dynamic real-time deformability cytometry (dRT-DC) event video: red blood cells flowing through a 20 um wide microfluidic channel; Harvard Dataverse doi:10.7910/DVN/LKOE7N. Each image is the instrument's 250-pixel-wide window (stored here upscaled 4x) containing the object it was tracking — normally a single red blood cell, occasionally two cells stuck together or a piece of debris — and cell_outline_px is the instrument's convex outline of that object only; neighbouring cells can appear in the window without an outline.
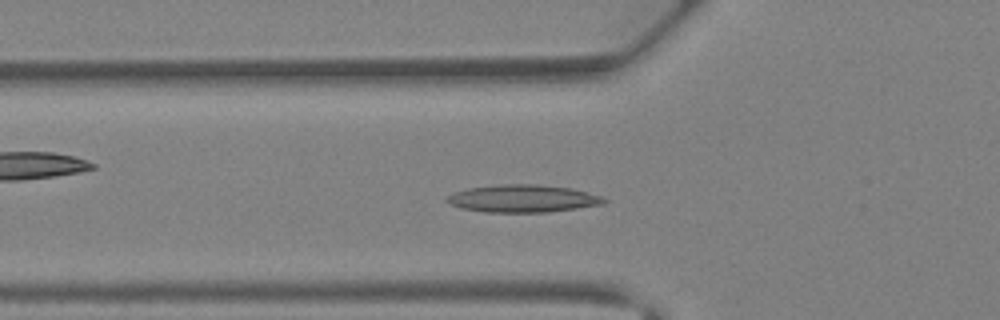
{"species": "Egyptian fruit bat (a non-hibernating species)", "species_latin": "Rousettus aegyptiacus", "temperature_condition": "warm", "stored_images_in_passage": 38, "camera_frame_rate_fps": 3000, "um_per_image_px": 0.085, "animal": {"sex": "female"}, "frame": {"image": 1, "passage_image": 12, "time_ms": 3.667, "image_size_px": [1000, 320], "cell_outline_px": [[608, 200], [604, 204], [548, 212], [488, 212], [464, 208], [452, 204], [448, 200], [448, 196], [456, 192], [468, 188], [504, 184], [532, 184], [568, 188], [600, 196]], "centroid_in_image_um": [44.47, 16.88], "position_along_channel_um": 81.3, "area_um2": 24.51}}
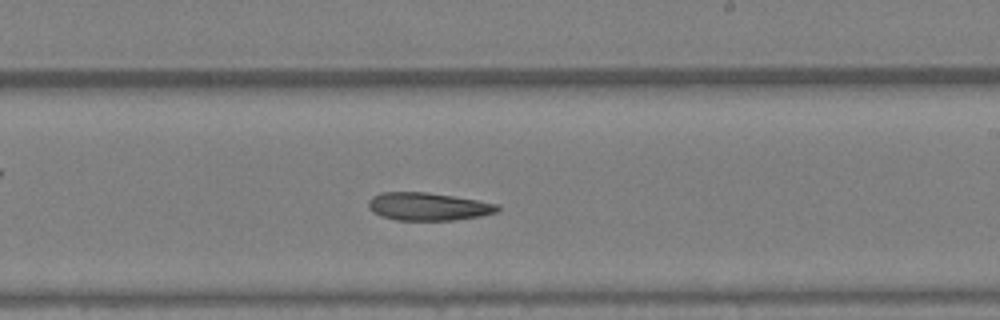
{"frame": {"image": 2, "passage_image": 22, "time_ms": 7.0, "image_size_px": [1000, 320], "cell_outline_px": [[500, 208], [496, 212], [480, 216], [452, 220], [396, 220], [380, 216], [368, 208], [368, 200], [372, 196], [380, 192], [424, 192], [452, 196], [500, 204]], "centroid_in_image_um": [36.36, 17.55], "position_along_channel_um": 252.6, "area_um2": 20.92}}
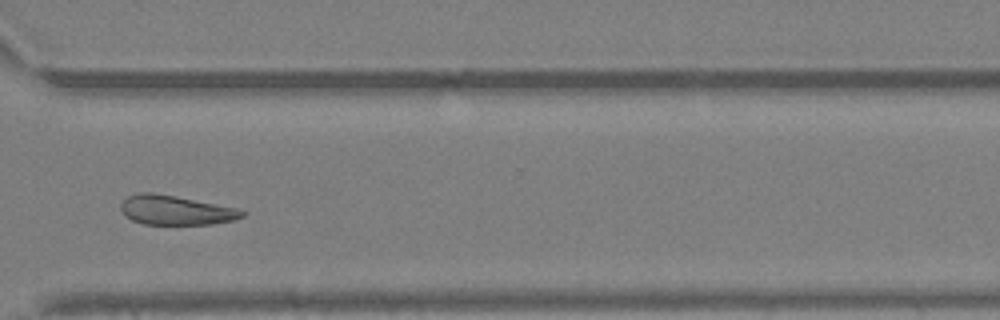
{"frame": {"image": 3, "passage_image": 28, "time_ms": 9.0, "image_size_px": [1000, 320], "cell_outline_px": [[248, 212], [244, 216], [232, 220], [212, 224], [144, 224], [132, 220], [120, 208], [120, 204], [128, 196], [140, 192], [148, 192], [176, 196], [236, 208]], "centroid_in_image_um": [14.95, 17.86], "position_along_channel_um": 355.7, "area_um2": 20.52}}